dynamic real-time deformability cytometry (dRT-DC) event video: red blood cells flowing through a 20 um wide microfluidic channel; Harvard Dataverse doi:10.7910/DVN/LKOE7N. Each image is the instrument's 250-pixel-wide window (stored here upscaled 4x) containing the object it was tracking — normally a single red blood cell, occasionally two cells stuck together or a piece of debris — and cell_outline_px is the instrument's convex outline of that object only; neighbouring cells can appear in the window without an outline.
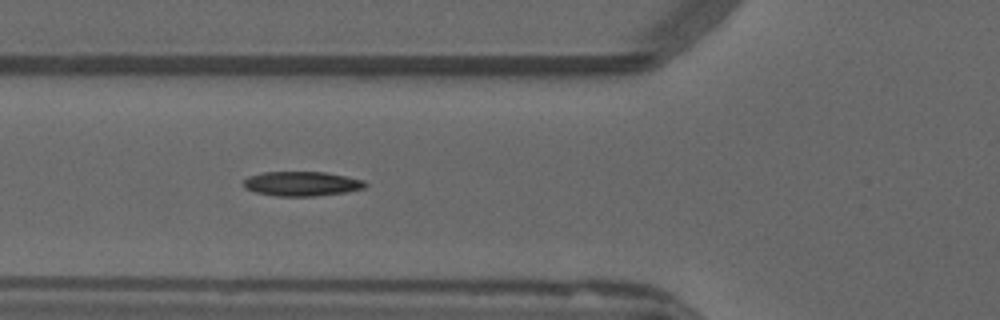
{"species": "common noctule bat (a hibernating species)", "species_latin": "Nyctalus noctula", "temperature_condition": "warm", "stored_images_in_passage": 38, "segment_of_instrument_passage": [1, 2], "camera_frame_rate_fps": 3000, "um_per_image_px": 0.085, "animal": {"sex": "male", "forearm_length_mm": 52.5}, "frame": {"image": 1, "passage_image": 3, "time_ms": 0.667, "image_size_px": [1000, 320], "cell_outline_px": [[368, 184], [364, 188], [344, 192], [312, 196], [276, 196], [256, 192], [244, 188], [240, 184], [248, 176], [264, 172], [324, 172], [364, 180]], "centroid_in_image_um": [25.6, 15.61], "position_along_channel_um": 100.2, "area_um2": 17.34}}
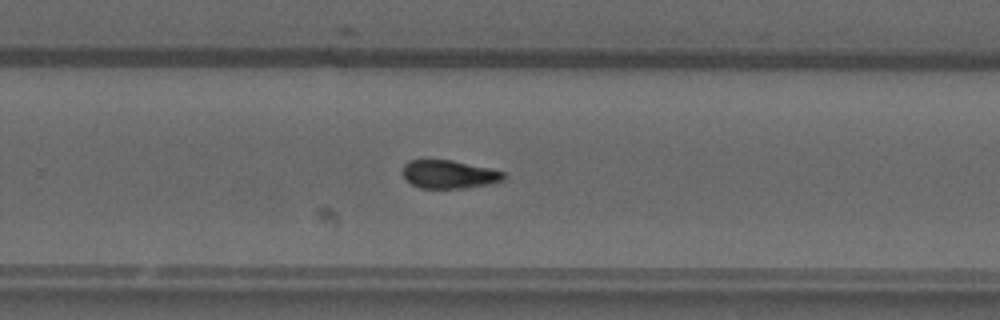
{"frame": {"image": 2, "passage_image": 18, "time_ms": 5.667, "image_size_px": [1000, 320], "cell_outline_px": [[504, 180], [488, 184], [464, 188], [420, 188], [404, 180], [400, 172], [400, 168], [408, 160], [452, 160], [488, 168], [504, 172]], "centroid_in_image_um": [38.07, 14.81], "position_along_channel_um": 291.7, "area_um2": 16.76}}
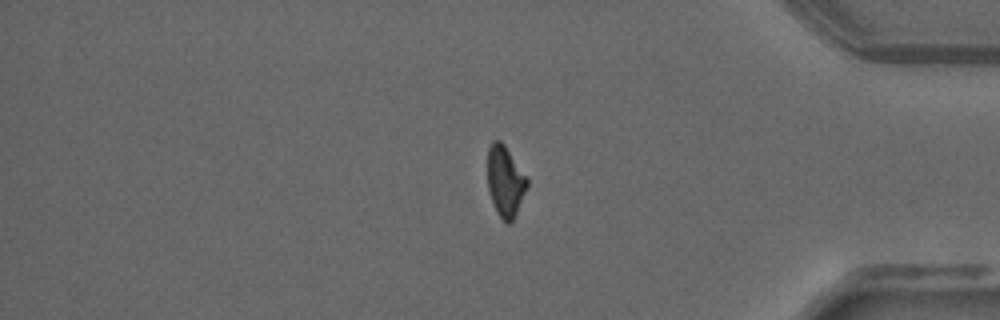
{"frame": {"image": 3, "passage_image": 28, "time_ms": 9.0, "image_size_px": [1000, 320], "cell_outline_px": [[528, 184], [516, 212], [512, 220], [508, 224], [496, 212], [488, 188], [488, 148], [492, 140], [500, 140], [504, 144], [528, 176]], "centroid_in_image_um": [42.95, 15.35], "position_along_channel_um": 392.3, "area_um2": 16.18}}